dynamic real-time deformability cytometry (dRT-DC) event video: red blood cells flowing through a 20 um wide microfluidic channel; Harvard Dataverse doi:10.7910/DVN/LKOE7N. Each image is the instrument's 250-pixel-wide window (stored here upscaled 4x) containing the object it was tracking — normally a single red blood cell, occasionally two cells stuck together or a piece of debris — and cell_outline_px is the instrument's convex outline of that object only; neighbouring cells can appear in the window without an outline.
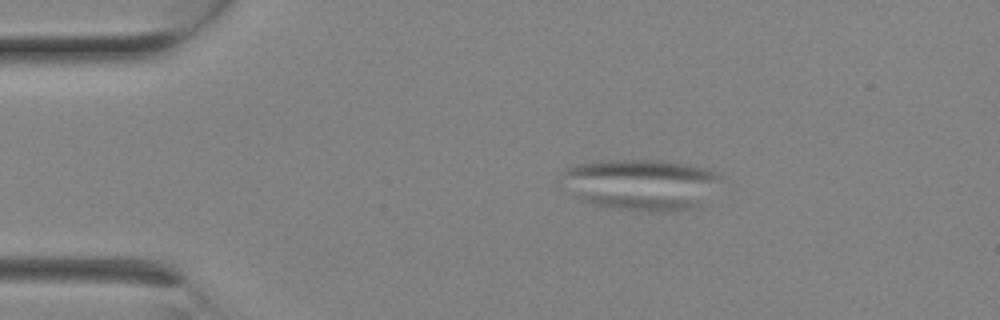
{"species": "Egyptian fruit bat (a non-hibernating species)", "species_latin": "Rousettus aegyptiacus", "temperature_condition": "room temperature", "stored_images_in_passage": 9, "segment_of_instrument_passage": [1, 2], "camera_frame_rate_fps": 3000, "um_per_image_px": 0.085, "animal": {"sex": "female"}, "frame": {"image": 1, "passage_image": 4, "time_ms": 1.0, "image_size_px": [1000, 320], "cell_outline_px": [[704, 208], [680, 212], [640, 212], [612, 208], [592, 204], [580, 200], [572, 192], [624, 192], [696, 200]], "centroid_in_image_um": [54.28, 17.17], "position_along_channel_um": 30.7, "area_um2": 12.89}}